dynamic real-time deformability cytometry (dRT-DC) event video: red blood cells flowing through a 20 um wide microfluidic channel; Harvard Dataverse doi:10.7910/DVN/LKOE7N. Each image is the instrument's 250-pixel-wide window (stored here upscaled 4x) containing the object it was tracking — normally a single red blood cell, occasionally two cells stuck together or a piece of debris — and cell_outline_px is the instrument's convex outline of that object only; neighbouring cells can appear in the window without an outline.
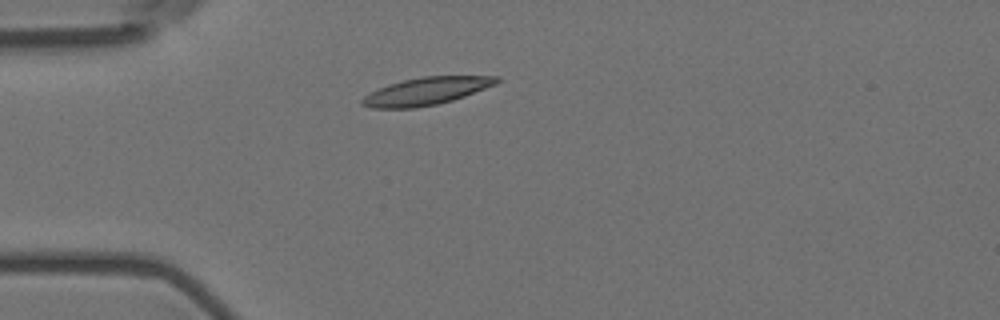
{"species": "Egyptian fruit bat (a non-hibernating species)", "species_latin": "Rousettus aegyptiacus", "temperature_condition": "room temperature", "stored_images_in_passage": 42, "camera_frame_rate_fps": 3000, "um_per_image_px": 0.085, "animal": {"sex": "female"}, "frame": {"image": 1, "passage_image": 1, "time_ms": 0.0, "image_size_px": [1000, 320], "cell_outline_px": [[500, 80], [496, 84], [464, 96], [452, 100], [436, 104], [416, 108], [372, 108], [360, 104], [360, 100], [364, 96], [388, 84], [404, 80], [424, 76], [500, 76]], "centroid_in_image_um": [36.23, 7.75], "position_along_channel_um": 48.8, "area_um2": 21.39}}
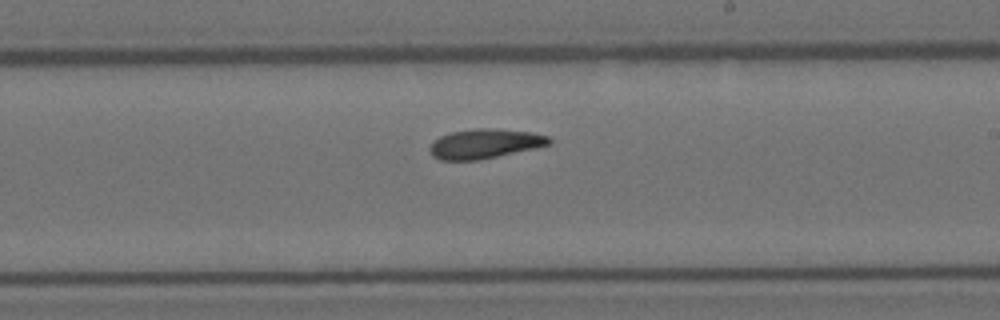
{"frame": {"image": 2, "passage_image": 19, "time_ms": 6.0, "image_size_px": [1000, 320], "cell_outline_px": [[552, 144], [536, 148], [476, 160], [440, 160], [432, 156], [428, 148], [440, 136], [452, 132], [476, 128], [496, 128], [532, 132], [548, 136], [552, 140]], "centroid_in_image_um": [41.23, 12.21], "position_along_channel_um": 247.8, "area_um2": 20.52}}
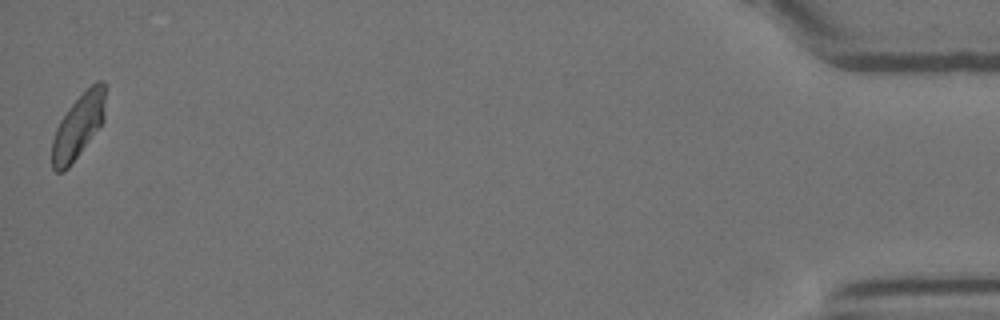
{"frame": {"image": 3, "passage_image": 42, "time_ms": 13.667, "image_size_px": [1000, 320], "cell_outline_px": [[104, 120], [68, 168], [64, 172], [56, 172], [52, 168], [52, 140], [56, 128], [60, 120], [68, 108], [96, 80], [104, 80]], "centroid_in_image_um": [6.63, 10.74], "position_along_channel_um": 428.6, "area_um2": 19.54}, "authors_computed_cell_mechanics": {"area_um2": 20.4034, "velocity_mm_per_s": 3.5614, "shape_relaxation_time_tau1_ms": 11.0591, "shape_relaxation_time_tau2_ms": 4.1357, "deformation_change_tau1": 0.2178, "deformation_change_tau2": 0.1006}}